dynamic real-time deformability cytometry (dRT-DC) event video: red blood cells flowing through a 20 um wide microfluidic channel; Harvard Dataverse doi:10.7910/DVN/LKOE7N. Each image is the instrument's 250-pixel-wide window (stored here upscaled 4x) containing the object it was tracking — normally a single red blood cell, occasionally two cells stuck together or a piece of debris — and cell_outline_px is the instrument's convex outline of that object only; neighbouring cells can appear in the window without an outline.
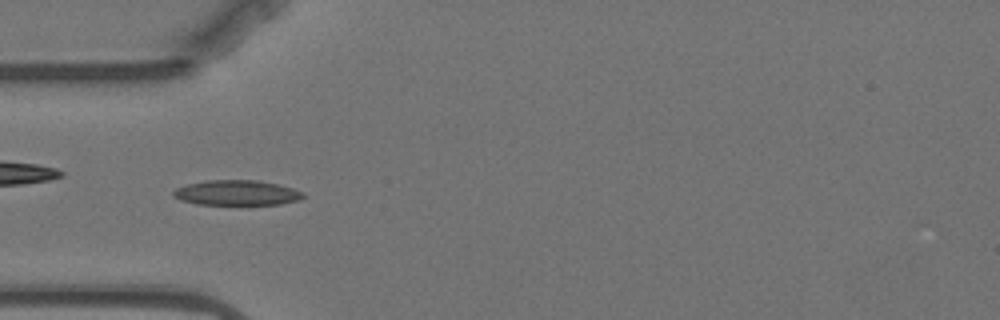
{"species": "Egyptian fruit bat (a non-hibernating species)", "species_latin": "Rousettus aegyptiacus", "temperature_condition": "warm", "stored_images_in_passage": 52, "camera_frame_rate_fps": 3000, "um_per_image_px": 0.085, "animal": {"sex": "female"}, "frame": {"image": 1, "passage_image": 12, "time_ms": 3.667, "image_size_px": [1000, 320], "cell_outline_px": [[304, 196], [300, 200], [280, 204], [196, 204], [180, 200], [172, 196], [172, 192], [176, 188], [184, 184], [204, 180], [256, 180], [276, 184], [292, 188], [304, 192]], "centroid_in_image_um": [20.08, 16.38], "position_along_channel_um": 64.9, "area_um2": 19.07}}
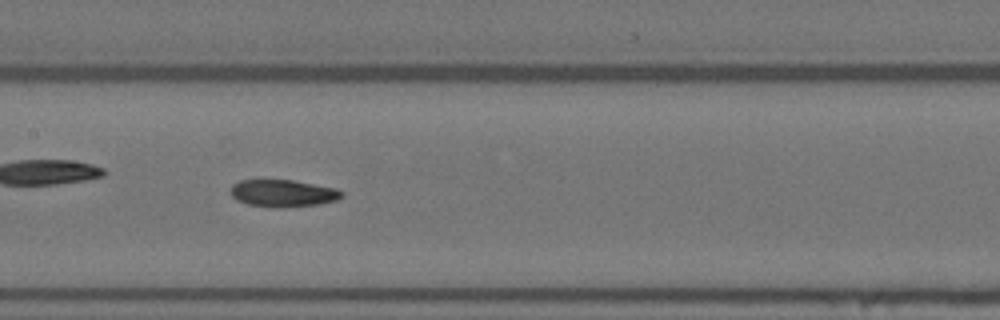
{"frame": {"image": 2, "passage_image": 22, "time_ms": 7.0, "image_size_px": [1000, 320], "cell_outline_px": [[344, 196], [336, 200], [320, 204], [284, 208], [272, 208], [248, 204], [236, 200], [232, 196], [232, 184], [240, 180], [292, 180], [336, 188], [344, 192]], "centroid_in_image_um": [24.08, 16.44], "position_along_channel_um": 183.3, "area_um2": 17.74}}
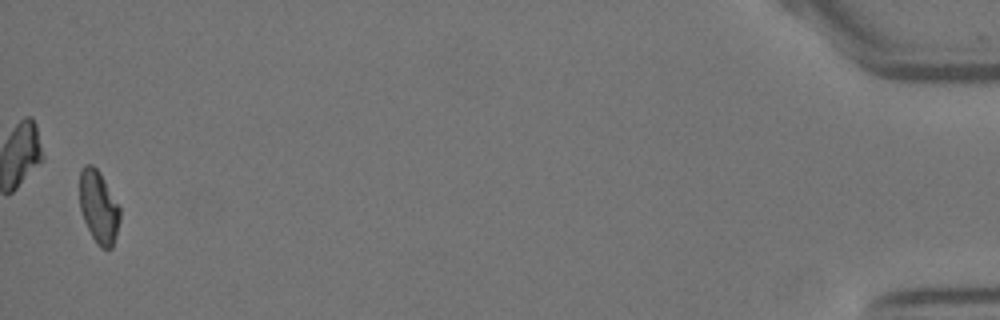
{"frame": {"image": 3, "passage_image": 51, "time_ms": 16.667, "image_size_px": [1000, 320], "cell_outline_px": [[120, 220], [116, 236], [112, 248], [100, 248], [96, 244], [84, 220], [80, 208], [80, 168], [84, 164], [92, 164], [100, 172], [120, 208]], "centroid_in_image_um": [8.38, 17.59], "position_along_channel_um": 426.8, "area_um2": 17.05}, "authors_computed_cell_mechanics": {"area_um2": 17.8602, "velocity_mm_per_s": 3.5143, "shape_relaxation_time_tau1_ms": 6.4776, "shape_relaxation_time_tau2_ms": 7.9099, "deformation_change_tau1": 0.179, "deformation_change_tau2": 0.1044}}